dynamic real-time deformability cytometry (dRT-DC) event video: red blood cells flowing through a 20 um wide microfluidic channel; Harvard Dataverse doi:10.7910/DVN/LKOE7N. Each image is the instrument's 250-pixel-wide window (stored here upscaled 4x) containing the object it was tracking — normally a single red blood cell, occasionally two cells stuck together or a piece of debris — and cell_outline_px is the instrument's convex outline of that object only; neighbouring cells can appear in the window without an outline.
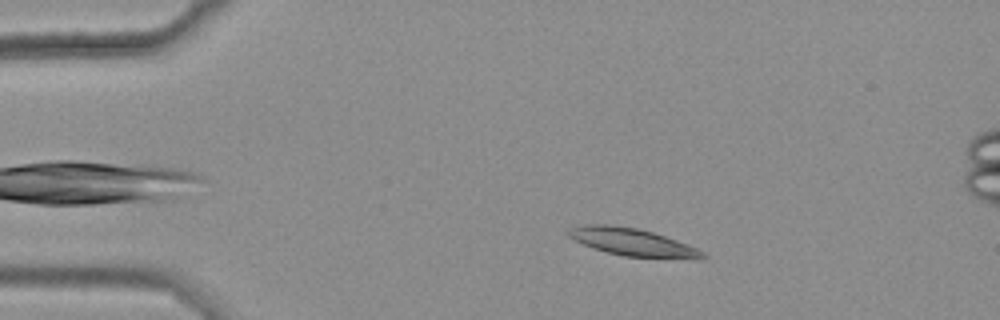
{"species": "common noctule bat (a hibernating species)", "species_latin": "Nyctalus noctula", "temperature_condition": "warm", "stored_images_in_passage": 46, "camera_frame_rate_fps": 3000, "um_per_image_px": 0.085, "animal": {"sex": "female", "body_mass_g": 25.1}, "frame": {"image": 1, "passage_image": 9, "time_ms": 2.667, "image_size_px": [1000, 320], "cell_outline_px": [[708, 256], [704, 260], [700, 260], [624, 256], [608, 252], [584, 244], [568, 236], [564, 232], [568, 228], [584, 224], [612, 224], [636, 228], [652, 232], [688, 244], [704, 252]], "centroid_in_image_um": [53.81, 20.59], "position_along_channel_um": 31.2, "area_um2": 21.73}}
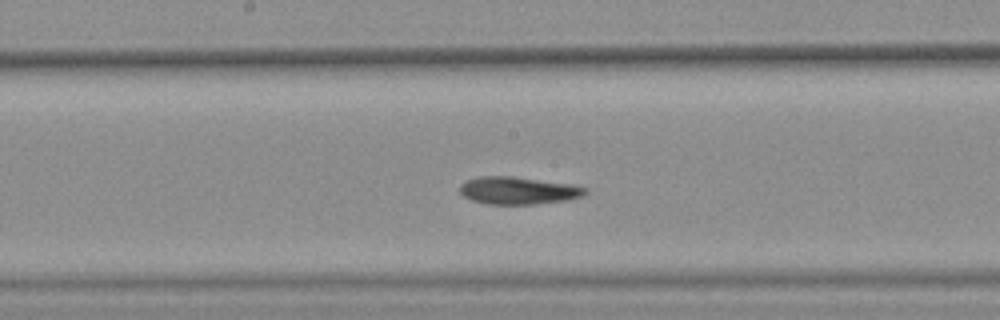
{"frame": {"image": 2, "passage_image": 28, "time_ms": 9.0, "image_size_px": [1000, 320], "cell_outline_px": [[588, 192], [584, 196], [568, 200], [536, 204], [484, 204], [472, 200], [464, 196], [460, 192], [460, 184], [468, 180], [480, 176], [512, 176], [572, 184], [588, 188]], "centroid_in_image_um": [44.09, 16.2], "position_along_channel_um": 204.1, "area_um2": 20.23}}
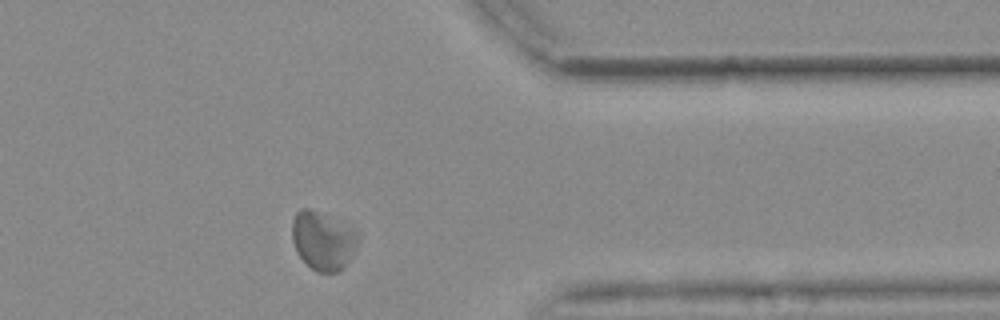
{"frame": {"image": 3, "passage_image": 44, "time_ms": 14.333, "image_size_px": [1000, 320], "cell_outline_px": [[360, 240], [356, 248], [344, 268], [336, 272], [316, 272], [300, 256], [292, 240], [292, 220], [296, 212], [300, 208], [308, 208], [360, 232]], "centroid_in_image_um": [27.47, 20.47], "position_along_channel_um": 383.9, "area_um2": 22.2}, "authors_computed_cell_mechanics": {"area_um2": 21.0103, "velocity_mm_per_s": 3.5762, "shape_relaxation_time_tau1_ms": 6.3927, "shape_relaxation_time_tau2_ms": 3.1405, "deformation_change_tau1": 0.1329, "deformation_change_tau2": 0.095}}